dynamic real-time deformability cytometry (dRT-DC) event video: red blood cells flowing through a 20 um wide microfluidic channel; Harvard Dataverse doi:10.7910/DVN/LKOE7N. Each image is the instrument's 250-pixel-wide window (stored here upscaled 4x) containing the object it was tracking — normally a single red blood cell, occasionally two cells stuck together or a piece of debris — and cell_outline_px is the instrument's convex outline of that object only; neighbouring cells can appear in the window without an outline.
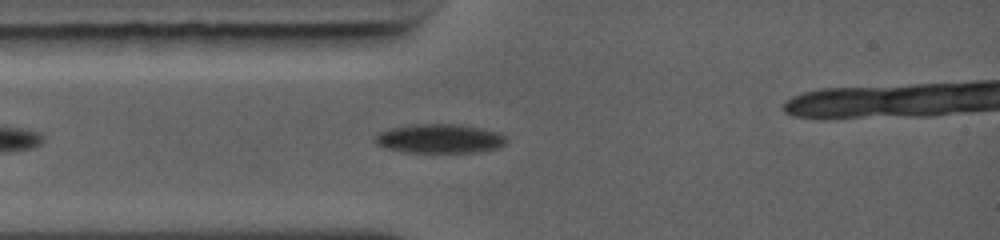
{"species": "common noctule bat (a hibernating species)", "species_latin": "Nyctalus noctula", "temperature_condition": "warm", "stored_images_in_passage": 17, "camera_frame_rate_fps": 5000, "um_per_image_px": 0.085, "animal": {"sex": "female", "body_mass_g": 19.0, "forearm_length_mm": 56.7}, "frame": {"image": 1, "passage_image": 3, "time_ms": 1.6, "image_size_px": [1000, 240], "cell_outline_px": [[508, 140], [500, 148], [476, 152], [404, 152], [384, 148], [376, 144], [372, 140], [372, 136], [388, 128], [412, 124], [460, 124], [500, 132]], "centroid_in_image_um": [37.32, 11.78], "position_along_channel_um": 47.7, "area_um2": 22.66}}
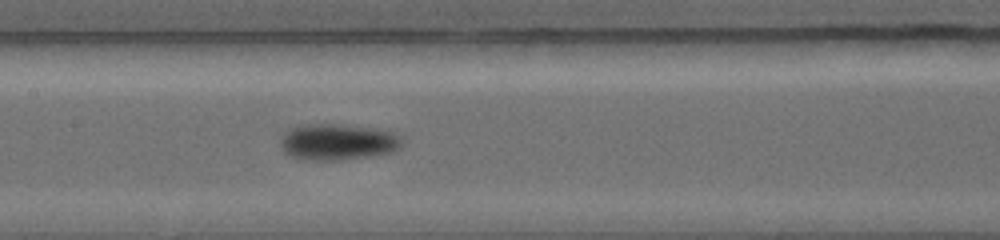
{"frame": {"image": 2, "passage_image": 7, "time_ms": 4.6, "image_size_px": [1000, 240], "cell_outline_px": [[404, 144], [392, 152], [368, 156], [336, 160], [304, 160], [292, 156], [284, 152], [280, 148], [280, 136], [288, 128], [300, 124], [332, 124], [372, 128], [396, 132], [400, 136]], "centroid_in_image_um": [28.66, 12.05], "position_along_channel_um": 178.7, "area_um2": 25.89}}
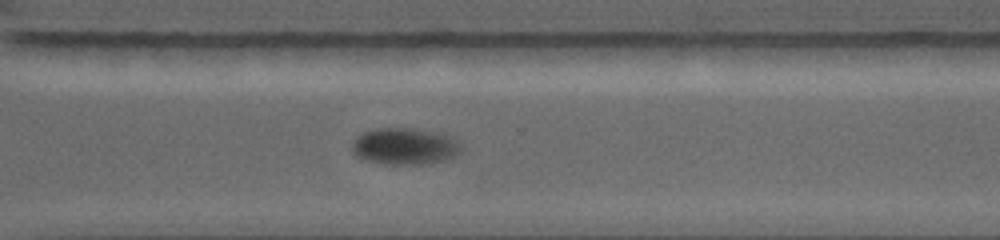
{"frame": {"image": 3, "passage_image": 12, "time_ms": 8.2, "image_size_px": [1000, 240], "cell_outline_px": [[464, 148], [456, 156], [448, 160], [420, 164], [392, 164], [368, 160], [356, 156], [352, 152], [352, 140], [356, 136], [364, 132], [376, 128], [412, 128], [440, 132], [452, 136]], "centroid_in_image_um": [34.45, 12.42], "position_along_channel_um": 336.2, "area_um2": 23.58}}